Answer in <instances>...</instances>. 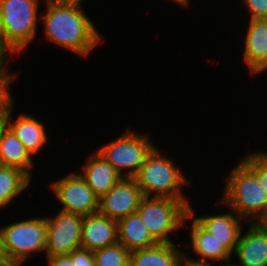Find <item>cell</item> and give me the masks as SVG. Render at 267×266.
Wrapping results in <instances>:
<instances>
[{
	"mask_svg": "<svg viewBox=\"0 0 267 266\" xmlns=\"http://www.w3.org/2000/svg\"><path fill=\"white\" fill-rule=\"evenodd\" d=\"M0 263H11L5 252L3 235L1 230H0Z\"/></svg>",
	"mask_w": 267,
	"mask_h": 266,
	"instance_id": "f546056e",
	"label": "cell"
},
{
	"mask_svg": "<svg viewBox=\"0 0 267 266\" xmlns=\"http://www.w3.org/2000/svg\"><path fill=\"white\" fill-rule=\"evenodd\" d=\"M118 242V223L96 212L83 216L81 248L95 251Z\"/></svg>",
	"mask_w": 267,
	"mask_h": 266,
	"instance_id": "9a60e30c",
	"label": "cell"
},
{
	"mask_svg": "<svg viewBox=\"0 0 267 266\" xmlns=\"http://www.w3.org/2000/svg\"><path fill=\"white\" fill-rule=\"evenodd\" d=\"M44 1L46 12L40 19L48 41L80 57L88 56L101 43L102 37L93 21L85 15L82 1Z\"/></svg>",
	"mask_w": 267,
	"mask_h": 266,
	"instance_id": "6da1fadb",
	"label": "cell"
},
{
	"mask_svg": "<svg viewBox=\"0 0 267 266\" xmlns=\"http://www.w3.org/2000/svg\"><path fill=\"white\" fill-rule=\"evenodd\" d=\"M248 22L242 59L250 75H260L267 70V19Z\"/></svg>",
	"mask_w": 267,
	"mask_h": 266,
	"instance_id": "4fadbf2b",
	"label": "cell"
},
{
	"mask_svg": "<svg viewBox=\"0 0 267 266\" xmlns=\"http://www.w3.org/2000/svg\"><path fill=\"white\" fill-rule=\"evenodd\" d=\"M173 1L174 3H178L179 5H182V7H187V6H190V0H171Z\"/></svg>",
	"mask_w": 267,
	"mask_h": 266,
	"instance_id": "4dcf8cb0",
	"label": "cell"
},
{
	"mask_svg": "<svg viewBox=\"0 0 267 266\" xmlns=\"http://www.w3.org/2000/svg\"><path fill=\"white\" fill-rule=\"evenodd\" d=\"M71 257L73 266H96L93 251L78 248L68 254Z\"/></svg>",
	"mask_w": 267,
	"mask_h": 266,
	"instance_id": "cb8c5ba5",
	"label": "cell"
},
{
	"mask_svg": "<svg viewBox=\"0 0 267 266\" xmlns=\"http://www.w3.org/2000/svg\"><path fill=\"white\" fill-rule=\"evenodd\" d=\"M40 0H0L2 39L17 55L36 37Z\"/></svg>",
	"mask_w": 267,
	"mask_h": 266,
	"instance_id": "277c9868",
	"label": "cell"
},
{
	"mask_svg": "<svg viewBox=\"0 0 267 266\" xmlns=\"http://www.w3.org/2000/svg\"><path fill=\"white\" fill-rule=\"evenodd\" d=\"M0 266H13L11 263H0Z\"/></svg>",
	"mask_w": 267,
	"mask_h": 266,
	"instance_id": "836d02e7",
	"label": "cell"
},
{
	"mask_svg": "<svg viewBox=\"0 0 267 266\" xmlns=\"http://www.w3.org/2000/svg\"><path fill=\"white\" fill-rule=\"evenodd\" d=\"M148 134L126 129L114 140L103 144L96 151L109 162L122 177L134 178L146 157L156 146Z\"/></svg>",
	"mask_w": 267,
	"mask_h": 266,
	"instance_id": "5b68a950",
	"label": "cell"
},
{
	"mask_svg": "<svg viewBox=\"0 0 267 266\" xmlns=\"http://www.w3.org/2000/svg\"><path fill=\"white\" fill-rule=\"evenodd\" d=\"M187 219L193 222L190 227V240L191 242H187L186 249L191 248L197 257L201 261H214L215 263L218 261L223 262V264L229 265L232 263L231 257L232 255L222 246V244L217 241L213 235H211L208 231H206L195 219L193 216L188 213ZM191 246V247H190Z\"/></svg>",
	"mask_w": 267,
	"mask_h": 266,
	"instance_id": "e0dca14e",
	"label": "cell"
},
{
	"mask_svg": "<svg viewBox=\"0 0 267 266\" xmlns=\"http://www.w3.org/2000/svg\"><path fill=\"white\" fill-rule=\"evenodd\" d=\"M48 259L49 266H73L71 257L67 255H56L46 257Z\"/></svg>",
	"mask_w": 267,
	"mask_h": 266,
	"instance_id": "83f0119b",
	"label": "cell"
},
{
	"mask_svg": "<svg viewBox=\"0 0 267 266\" xmlns=\"http://www.w3.org/2000/svg\"><path fill=\"white\" fill-rule=\"evenodd\" d=\"M179 266H216L214 265V261L212 264L207 261H201V260H195L193 258L187 257V254L184 253V255L181 258ZM219 266H228L227 264L219 265Z\"/></svg>",
	"mask_w": 267,
	"mask_h": 266,
	"instance_id": "f1b7e54d",
	"label": "cell"
},
{
	"mask_svg": "<svg viewBox=\"0 0 267 266\" xmlns=\"http://www.w3.org/2000/svg\"><path fill=\"white\" fill-rule=\"evenodd\" d=\"M226 177L219 203L235 211L247 223H259L267 213V194L256 175L240 160Z\"/></svg>",
	"mask_w": 267,
	"mask_h": 266,
	"instance_id": "7a4b0ae2",
	"label": "cell"
},
{
	"mask_svg": "<svg viewBox=\"0 0 267 266\" xmlns=\"http://www.w3.org/2000/svg\"><path fill=\"white\" fill-rule=\"evenodd\" d=\"M241 161L256 175L261 187L267 194V152H249Z\"/></svg>",
	"mask_w": 267,
	"mask_h": 266,
	"instance_id": "603a6c76",
	"label": "cell"
},
{
	"mask_svg": "<svg viewBox=\"0 0 267 266\" xmlns=\"http://www.w3.org/2000/svg\"><path fill=\"white\" fill-rule=\"evenodd\" d=\"M15 81V78H0V115L4 112L6 106L14 99L11 97L9 86Z\"/></svg>",
	"mask_w": 267,
	"mask_h": 266,
	"instance_id": "4316f807",
	"label": "cell"
},
{
	"mask_svg": "<svg viewBox=\"0 0 267 266\" xmlns=\"http://www.w3.org/2000/svg\"><path fill=\"white\" fill-rule=\"evenodd\" d=\"M96 266H124L129 262L130 251L117 242L93 251Z\"/></svg>",
	"mask_w": 267,
	"mask_h": 266,
	"instance_id": "7402d4cb",
	"label": "cell"
},
{
	"mask_svg": "<svg viewBox=\"0 0 267 266\" xmlns=\"http://www.w3.org/2000/svg\"><path fill=\"white\" fill-rule=\"evenodd\" d=\"M259 223L267 230V213Z\"/></svg>",
	"mask_w": 267,
	"mask_h": 266,
	"instance_id": "1f68e13d",
	"label": "cell"
},
{
	"mask_svg": "<svg viewBox=\"0 0 267 266\" xmlns=\"http://www.w3.org/2000/svg\"><path fill=\"white\" fill-rule=\"evenodd\" d=\"M51 189L63 206L61 211L87 216L98 212L99 198L79 172H71L51 183Z\"/></svg>",
	"mask_w": 267,
	"mask_h": 266,
	"instance_id": "9c48e42d",
	"label": "cell"
},
{
	"mask_svg": "<svg viewBox=\"0 0 267 266\" xmlns=\"http://www.w3.org/2000/svg\"><path fill=\"white\" fill-rule=\"evenodd\" d=\"M183 255L174 243H158L131 251L129 262L132 266H179Z\"/></svg>",
	"mask_w": 267,
	"mask_h": 266,
	"instance_id": "ffe728a7",
	"label": "cell"
},
{
	"mask_svg": "<svg viewBox=\"0 0 267 266\" xmlns=\"http://www.w3.org/2000/svg\"><path fill=\"white\" fill-rule=\"evenodd\" d=\"M52 1H83V0H52Z\"/></svg>",
	"mask_w": 267,
	"mask_h": 266,
	"instance_id": "e575fe53",
	"label": "cell"
},
{
	"mask_svg": "<svg viewBox=\"0 0 267 266\" xmlns=\"http://www.w3.org/2000/svg\"><path fill=\"white\" fill-rule=\"evenodd\" d=\"M248 9L249 19H267V0H241Z\"/></svg>",
	"mask_w": 267,
	"mask_h": 266,
	"instance_id": "d4e9b609",
	"label": "cell"
},
{
	"mask_svg": "<svg viewBox=\"0 0 267 266\" xmlns=\"http://www.w3.org/2000/svg\"><path fill=\"white\" fill-rule=\"evenodd\" d=\"M0 37H2L1 18H0Z\"/></svg>",
	"mask_w": 267,
	"mask_h": 266,
	"instance_id": "d590c367",
	"label": "cell"
},
{
	"mask_svg": "<svg viewBox=\"0 0 267 266\" xmlns=\"http://www.w3.org/2000/svg\"><path fill=\"white\" fill-rule=\"evenodd\" d=\"M4 248L12 265L21 266L34 252L46 246L45 217H34L0 227Z\"/></svg>",
	"mask_w": 267,
	"mask_h": 266,
	"instance_id": "52a82bcc",
	"label": "cell"
},
{
	"mask_svg": "<svg viewBox=\"0 0 267 266\" xmlns=\"http://www.w3.org/2000/svg\"><path fill=\"white\" fill-rule=\"evenodd\" d=\"M118 223V242L130 252L152 247L159 242L151 235L139 214L133 213L121 218Z\"/></svg>",
	"mask_w": 267,
	"mask_h": 266,
	"instance_id": "ac0fdd59",
	"label": "cell"
},
{
	"mask_svg": "<svg viewBox=\"0 0 267 266\" xmlns=\"http://www.w3.org/2000/svg\"><path fill=\"white\" fill-rule=\"evenodd\" d=\"M33 160L23 143L4 125L0 132V165L19 168L32 177Z\"/></svg>",
	"mask_w": 267,
	"mask_h": 266,
	"instance_id": "d6986e66",
	"label": "cell"
},
{
	"mask_svg": "<svg viewBox=\"0 0 267 266\" xmlns=\"http://www.w3.org/2000/svg\"><path fill=\"white\" fill-rule=\"evenodd\" d=\"M143 197L135 178L122 177L99 199L98 212L118 221L129 214L136 213Z\"/></svg>",
	"mask_w": 267,
	"mask_h": 266,
	"instance_id": "30bf717a",
	"label": "cell"
},
{
	"mask_svg": "<svg viewBox=\"0 0 267 266\" xmlns=\"http://www.w3.org/2000/svg\"><path fill=\"white\" fill-rule=\"evenodd\" d=\"M9 53L14 56V52L4 43L2 37H0V78H15L16 73L9 71L6 58ZM7 54V55H6Z\"/></svg>",
	"mask_w": 267,
	"mask_h": 266,
	"instance_id": "484cf974",
	"label": "cell"
},
{
	"mask_svg": "<svg viewBox=\"0 0 267 266\" xmlns=\"http://www.w3.org/2000/svg\"><path fill=\"white\" fill-rule=\"evenodd\" d=\"M30 183L31 177L23 170L0 165V209L23 193Z\"/></svg>",
	"mask_w": 267,
	"mask_h": 266,
	"instance_id": "44dd1931",
	"label": "cell"
},
{
	"mask_svg": "<svg viewBox=\"0 0 267 266\" xmlns=\"http://www.w3.org/2000/svg\"><path fill=\"white\" fill-rule=\"evenodd\" d=\"M81 171L82 173L79 172V174L99 199L122 178L119 172L97 151L92 153Z\"/></svg>",
	"mask_w": 267,
	"mask_h": 266,
	"instance_id": "2e32d148",
	"label": "cell"
},
{
	"mask_svg": "<svg viewBox=\"0 0 267 266\" xmlns=\"http://www.w3.org/2000/svg\"><path fill=\"white\" fill-rule=\"evenodd\" d=\"M56 217H45L46 257L67 255L81 247L83 216L61 211Z\"/></svg>",
	"mask_w": 267,
	"mask_h": 266,
	"instance_id": "ba28073f",
	"label": "cell"
},
{
	"mask_svg": "<svg viewBox=\"0 0 267 266\" xmlns=\"http://www.w3.org/2000/svg\"><path fill=\"white\" fill-rule=\"evenodd\" d=\"M124 266H132L131 264H130V262H128L126 265H124Z\"/></svg>",
	"mask_w": 267,
	"mask_h": 266,
	"instance_id": "8d00e7d4",
	"label": "cell"
},
{
	"mask_svg": "<svg viewBox=\"0 0 267 266\" xmlns=\"http://www.w3.org/2000/svg\"><path fill=\"white\" fill-rule=\"evenodd\" d=\"M229 209L230 212L228 213L195 217L194 209L189 206V213L232 255L236 249L240 234L243 233L241 227L243 225H241L240 221L244 219L240 218L231 208Z\"/></svg>",
	"mask_w": 267,
	"mask_h": 266,
	"instance_id": "7c38bea8",
	"label": "cell"
},
{
	"mask_svg": "<svg viewBox=\"0 0 267 266\" xmlns=\"http://www.w3.org/2000/svg\"><path fill=\"white\" fill-rule=\"evenodd\" d=\"M14 99L6 106L4 110L5 125L14 133V135L23 143L26 150L33 155L38 154L48 141L47 132L43 122L36 117L21 113L13 120L11 114L14 110ZM11 119L13 121H11Z\"/></svg>",
	"mask_w": 267,
	"mask_h": 266,
	"instance_id": "8fae6325",
	"label": "cell"
},
{
	"mask_svg": "<svg viewBox=\"0 0 267 266\" xmlns=\"http://www.w3.org/2000/svg\"><path fill=\"white\" fill-rule=\"evenodd\" d=\"M136 212L159 243H173L169 234L186 226L189 208L180 200L144 196Z\"/></svg>",
	"mask_w": 267,
	"mask_h": 266,
	"instance_id": "8992f818",
	"label": "cell"
},
{
	"mask_svg": "<svg viewBox=\"0 0 267 266\" xmlns=\"http://www.w3.org/2000/svg\"><path fill=\"white\" fill-rule=\"evenodd\" d=\"M5 125V122H4V112L0 115V132H1V129L2 127Z\"/></svg>",
	"mask_w": 267,
	"mask_h": 266,
	"instance_id": "d6a6232c",
	"label": "cell"
},
{
	"mask_svg": "<svg viewBox=\"0 0 267 266\" xmlns=\"http://www.w3.org/2000/svg\"><path fill=\"white\" fill-rule=\"evenodd\" d=\"M174 161L163 156L155 146L134 178L144 196L180 200L189 208L190 202L182 191V186L189 185V181Z\"/></svg>",
	"mask_w": 267,
	"mask_h": 266,
	"instance_id": "3957f363",
	"label": "cell"
},
{
	"mask_svg": "<svg viewBox=\"0 0 267 266\" xmlns=\"http://www.w3.org/2000/svg\"><path fill=\"white\" fill-rule=\"evenodd\" d=\"M233 254L240 262L233 266H267V230L260 223H249Z\"/></svg>",
	"mask_w": 267,
	"mask_h": 266,
	"instance_id": "5bb4252c",
	"label": "cell"
}]
</instances>
